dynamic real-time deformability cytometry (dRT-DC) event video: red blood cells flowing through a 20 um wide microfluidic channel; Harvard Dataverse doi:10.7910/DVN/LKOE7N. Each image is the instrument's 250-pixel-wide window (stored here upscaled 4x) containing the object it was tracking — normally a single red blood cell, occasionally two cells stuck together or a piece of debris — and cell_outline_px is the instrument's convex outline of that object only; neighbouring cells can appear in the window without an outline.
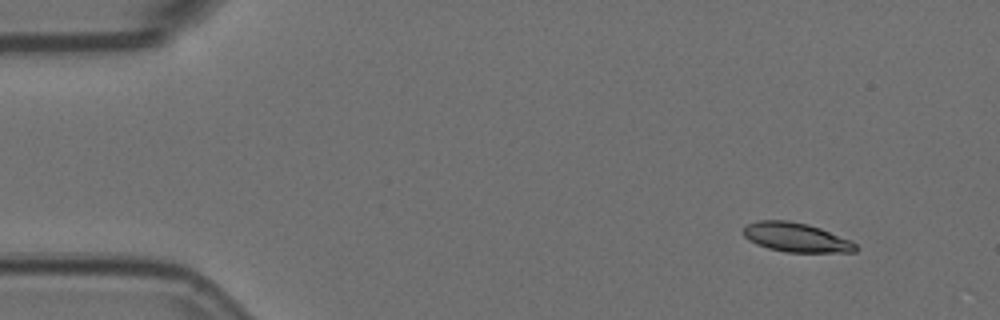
{"species": "Egyptian fruit bat (a non-hibernating species)", "species_latin": "Rousettus aegyptiacus", "temperature_condition": "room temperature", "stored_images_in_passage": 6, "camera_frame_rate_fps": 3000, "um_per_image_px": 0.085, "animal": {"sex": "female"}, "frame": {"image": 1, "passage_image": 2, "time_ms": 0.333, "image_size_px": [1000, 320], "cell_outline_px": [[860, 248], [856, 252], [784, 252], [768, 248], [756, 244], [748, 240], [744, 236], [744, 228], [748, 224], [760, 220], [788, 220], [808, 224], [820, 228], [852, 240]], "centroid_in_image_um": [67.71, 20.18], "position_along_channel_um": 17.3, "area_um2": 19.25}}
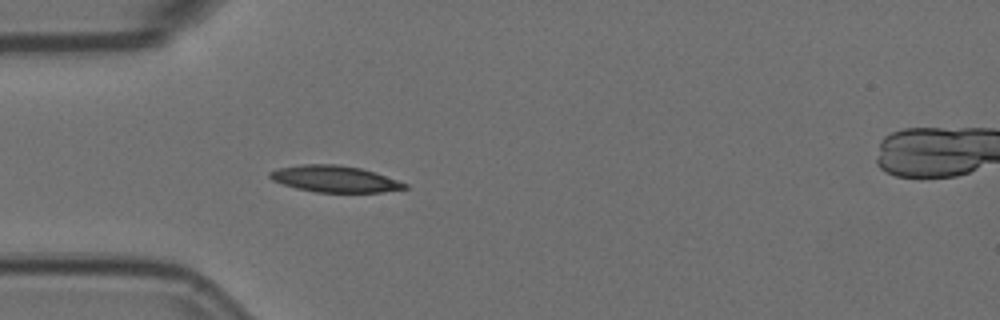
{"frame": {"image": 2, "passage_image": 5, "time_ms": 1.333, "image_size_px": [1000, 320], "cell_outline_px": [[408, 188], [384, 192], [316, 192], [296, 188], [272, 180], [268, 176], [268, 172], [276, 168], [300, 164], [336, 164], [360, 168], [408, 184]], "centroid_in_image_um": [28.39, 15.2], "position_along_channel_um": 56.6, "area_um2": 20.69}}